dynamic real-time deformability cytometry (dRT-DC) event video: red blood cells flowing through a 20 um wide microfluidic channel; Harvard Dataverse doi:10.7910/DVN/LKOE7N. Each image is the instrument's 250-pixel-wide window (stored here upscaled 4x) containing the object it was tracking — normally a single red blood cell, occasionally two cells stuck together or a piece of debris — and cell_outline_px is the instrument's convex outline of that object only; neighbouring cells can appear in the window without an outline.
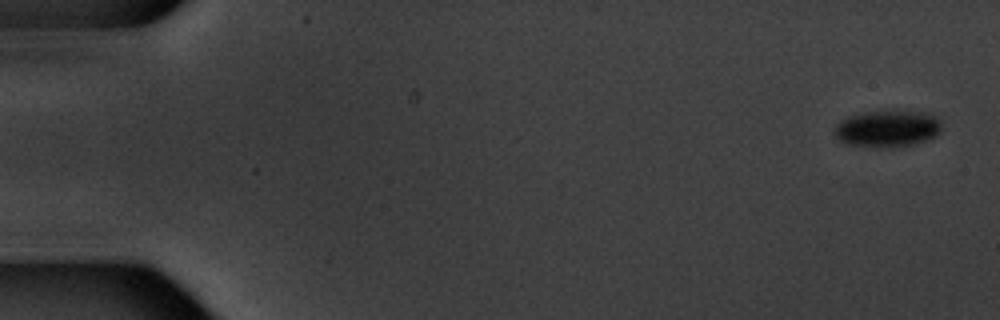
{"species": "common noctule bat (a hibernating species)", "species_latin": "Nyctalus noctula", "temperature_condition": "warm", "stored_images_in_passage": 6, "camera_frame_rate_fps": 3000, "um_per_image_px": 0.085, "animal": {"sex": "male", "body_mass_g": 20.1, "forearm_length_mm": 53.5}, "frame": {"image": 1, "passage_image": 1, "time_ms": 0.0, "image_size_px": [1000, 320], "cell_outline_px": [[940, 132], [936, 136], [928, 140], [912, 144], [892, 148], [880, 148], [844, 144], [832, 132], [832, 128], [840, 120], [848, 116], [864, 112], [892, 108], [900, 108], [924, 112], [936, 116], [940, 120]], "centroid_in_image_um": [75.41, 10.9], "position_along_channel_um": 9.6, "area_um2": 24.1}}
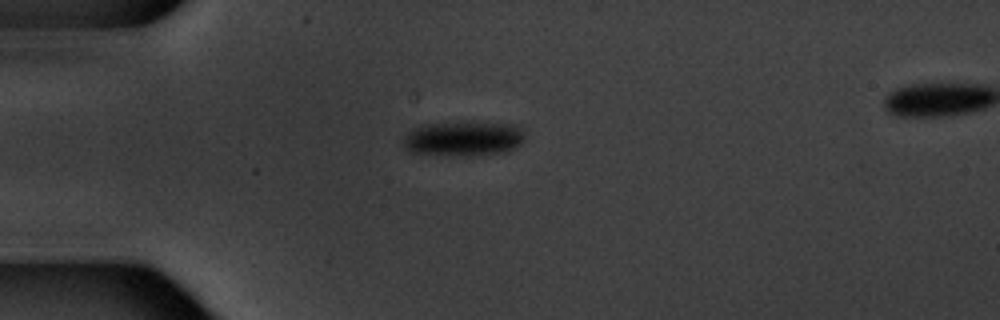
{"frame": {"image": 2, "passage_image": 5, "time_ms": 4.667, "image_size_px": [1000, 320], "cell_outline_px": [[524, 140], [516, 148], [500, 152], [412, 152], [404, 148], [404, 136], [412, 128], [420, 124], [460, 120], [472, 120], [516, 124], [524, 132]], "centroid_in_image_um": [39.42, 11.64], "position_along_channel_um": 45.6, "area_um2": 24.22}}